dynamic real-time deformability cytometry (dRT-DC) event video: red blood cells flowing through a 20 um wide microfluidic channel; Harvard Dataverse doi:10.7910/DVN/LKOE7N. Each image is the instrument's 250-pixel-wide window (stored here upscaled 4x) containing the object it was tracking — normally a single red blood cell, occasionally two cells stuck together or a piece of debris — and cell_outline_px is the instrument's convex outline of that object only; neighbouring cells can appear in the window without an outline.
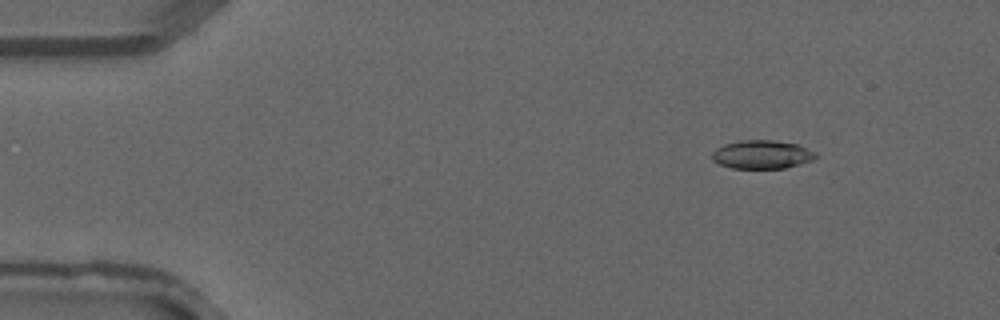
{"species": "common noctule bat (a hibernating species)", "species_latin": "Nyctalus noctula", "temperature_condition": "warm", "stored_images_in_passage": 4, "camera_frame_rate_fps": 3000, "um_per_image_px": 0.085, "animal": {"sex": "male", "forearm_length_mm": 52.5}, "frame": {"image": 1, "passage_image": 2, "time_ms": 0.333, "image_size_px": [1000, 320], "cell_outline_px": [[816, 156], [812, 160], [800, 164], [784, 168], [732, 168], [720, 164], [712, 160], [712, 152], [716, 148], [724, 144], [740, 140], [772, 140], [796, 144], [816, 152]], "centroid_in_image_um": [64.74, 13.13], "position_along_channel_um": 20.3, "area_um2": 17.11}}